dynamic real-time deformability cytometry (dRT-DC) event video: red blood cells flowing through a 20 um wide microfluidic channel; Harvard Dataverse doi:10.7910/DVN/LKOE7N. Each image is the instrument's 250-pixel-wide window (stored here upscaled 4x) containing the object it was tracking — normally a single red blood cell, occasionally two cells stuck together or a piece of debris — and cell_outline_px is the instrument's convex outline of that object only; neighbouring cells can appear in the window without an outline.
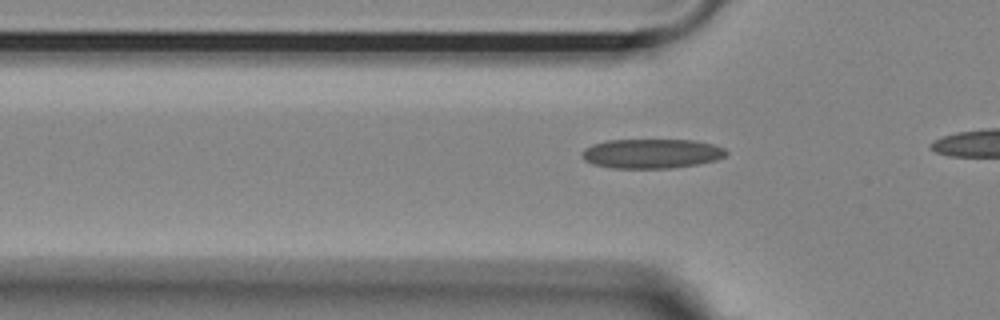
{"species": "Egyptian fruit bat (a non-hibernating species)", "species_latin": "Rousettus aegyptiacus", "temperature_condition": "room temperature", "stored_images_in_passage": 13, "camera_frame_rate_fps": 3000, "um_per_image_px": 0.085, "animal": {"sex": "female"}, "frame": {"image": 1, "passage_image": 10, "time_ms": 3.0, "image_size_px": [1000, 320], "cell_outline_px": [[728, 152], [724, 156], [716, 160], [696, 164], [672, 168], [612, 168], [592, 164], [584, 160], [580, 156], [580, 152], [584, 148], [592, 144], [604, 140], [696, 140], [712, 144], [724, 148]], "centroid_in_image_um": [55.32, 13.05], "position_along_channel_um": 70.5, "area_um2": 24.97}}